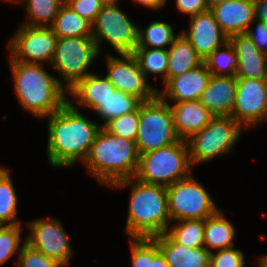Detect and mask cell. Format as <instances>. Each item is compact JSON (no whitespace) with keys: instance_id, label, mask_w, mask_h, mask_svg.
Here are the masks:
<instances>
[{"instance_id":"6da1fadb","label":"cell","mask_w":267,"mask_h":267,"mask_svg":"<svg viewBox=\"0 0 267 267\" xmlns=\"http://www.w3.org/2000/svg\"><path fill=\"white\" fill-rule=\"evenodd\" d=\"M47 119V157L52 167L71 168L84 162L102 124L80 113L73 99Z\"/></svg>"},{"instance_id":"7a4b0ae2","label":"cell","mask_w":267,"mask_h":267,"mask_svg":"<svg viewBox=\"0 0 267 267\" xmlns=\"http://www.w3.org/2000/svg\"><path fill=\"white\" fill-rule=\"evenodd\" d=\"M131 187L125 233L130 238H152L167 232L171 218L166 187L144 183L134 177L111 187Z\"/></svg>"},{"instance_id":"3957f363","label":"cell","mask_w":267,"mask_h":267,"mask_svg":"<svg viewBox=\"0 0 267 267\" xmlns=\"http://www.w3.org/2000/svg\"><path fill=\"white\" fill-rule=\"evenodd\" d=\"M9 60L16 97L31 115L44 118L69 101L68 90L61 84V78L48 73L42 66L44 64L23 63L11 56Z\"/></svg>"},{"instance_id":"277c9868","label":"cell","mask_w":267,"mask_h":267,"mask_svg":"<svg viewBox=\"0 0 267 267\" xmlns=\"http://www.w3.org/2000/svg\"><path fill=\"white\" fill-rule=\"evenodd\" d=\"M139 152L135 140L99 130L83 165L100 185H112L120 180L134 177Z\"/></svg>"},{"instance_id":"5b68a950","label":"cell","mask_w":267,"mask_h":267,"mask_svg":"<svg viewBox=\"0 0 267 267\" xmlns=\"http://www.w3.org/2000/svg\"><path fill=\"white\" fill-rule=\"evenodd\" d=\"M187 140L180 141L139 155L134 178L148 184L169 187L191 175Z\"/></svg>"},{"instance_id":"8992f818","label":"cell","mask_w":267,"mask_h":267,"mask_svg":"<svg viewBox=\"0 0 267 267\" xmlns=\"http://www.w3.org/2000/svg\"><path fill=\"white\" fill-rule=\"evenodd\" d=\"M173 122L169 102L158 95L139 106L136 145L139 154L159 149L180 141Z\"/></svg>"},{"instance_id":"52a82bcc","label":"cell","mask_w":267,"mask_h":267,"mask_svg":"<svg viewBox=\"0 0 267 267\" xmlns=\"http://www.w3.org/2000/svg\"><path fill=\"white\" fill-rule=\"evenodd\" d=\"M242 131L243 127L231 116H214L201 131L187 140L192 166L230 153Z\"/></svg>"},{"instance_id":"ba28073f","label":"cell","mask_w":267,"mask_h":267,"mask_svg":"<svg viewBox=\"0 0 267 267\" xmlns=\"http://www.w3.org/2000/svg\"><path fill=\"white\" fill-rule=\"evenodd\" d=\"M98 56L93 37L58 38L50 66L58 72L61 84L69 91L91 74L87 70Z\"/></svg>"},{"instance_id":"9c48e42d","label":"cell","mask_w":267,"mask_h":267,"mask_svg":"<svg viewBox=\"0 0 267 267\" xmlns=\"http://www.w3.org/2000/svg\"><path fill=\"white\" fill-rule=\"evenodd\" d=\"M118 5H103L92 23V37L99 54L103 41L118 54H132L138 45V26Z\"/></svg>"},{"instance_id":"30bf717a","label":"cell","mask_w":267,"mask_h":267,"mask_svg":"<svg viewBox=\"0 0 267 267\" xmlns=\"http://www.w3.org/2000/svg\"><path fill=\"white\" fill-rule=\"evenodd\" d=\"M171 221L206 219L219 209L206 188L192 175L166 188Z\"/></svg>"},{"instance_id":"8fae6325","label":"cell","mask_w":267,"mask_h":267,"mask_svg":"<svg viewBox=\"0 0 267 267\" xmlns=\"http://www.w3.org/2000/svg\"><path fill=\"white\" fill-rule=\"evenodd\" d=\"M58 37L51 27L20 25L7 46L15 61L44 64L54 56Z\"/></svg>"},{"instance_id":"7c38bea8","label":"cell","mask_w":267,"mask_h":267,"mask_svg":"<svg viewBox=\"0 0 267 267\" xmlns=\"http://www.w3.org/2000/svg\"><path fill=\"white\" fill-rule=\"evenodd\" d=\"M25 224L30 230L25 237L26 243L64 267L69 264L73 250L61 221L56 218H36Z\"/></svg>"},{"instance_id":"4fadbf2b","label":"cell","mask_w":267,"mask_h":267,"mask_svg":"<svg viewBox=\"0 0 267 267\" xmlns=\"http://www.w3.org/2000/svg\"><path fill=\"white\" fill-rule=\"evenodd\" d=\"M106 66L108 71L105 77L117 90L134 96L141 102L150 101L157 96L158 89L148 83L132 54H119V58L106 54Z\"/></svg>"},{"instance_id":"5bb4252c","label":"cell","mask_w":267,"mask_h":267,"mask_svg":"<svg viewBox=\"0 0 267 267\" xmlns=\"http://www.w3.org/2000/svg\"><path fill=\"white\" fill-rule=\"evenodd\" d=\"M231 117L243 128L267 120V79L237 78V92Z\"/></svg>"},{"instance_id":"9a60e30c","label":"cell","mask_w":267,"mask_h":267,"mask_svg":"<svg viewBox=\"0 0 267 267\" xmlns=\"http://www.w3.org/2000/svg\"><path fill=\"white\" fill-rule=\"evenodd\" d=\"M189 18L188 31L181 33L203 60L229 41L210 9Z\"/></svg>"},{"instance_id":"2e32d148","label":"cell","mask_w":267,"mask_h":267,"mask_svg":"<svg viewBox=\"0 0 267 267\" xmlns=\"http://www.w3.org/2000/svg\"><path fill=\"white\" fill-rule=\"evenodd\" d=\"M210 77L211 73L203 62L188 72L170 78L163 90H157V95L163 101L170 100L171 103L199 100Z\"/></svg>"},{"instance_id":"e0dca14e","label":"cell","mask_w":267,"mask_h":267,"mask_svg":"<svg viewBox=\"0 0 267 267\" xmlns=\"http://www.w3.org/2000/svg\"><path fill=\"white\" fill-rule=\"evenodd\" d=\"M210 10L228 38L244 34L255 20L253 0H227Z\"/></svg>"},{"instance_id":"ac0fdd59","label":"cell","mask_w":267,"mask_h":267,"mask_svg":"<svg viewBox=\"0 0 267 267\" xmlns=\"http://www.w3.org/2000/svg\"><path fill=\"white\" fill-rule=\"evenodd\" d=\"M237 92L236 76L211 75L199 101L214 116H231Z\"/></svg>"},{"instance_id":"d6986e66","label":"cell","mask_w":267,"mask_h":267,"mask_svg":"<svg viewBox=\"0 0 267 267\" xmlns=\"http://www.w3.org/2000/svg\"><path fill=\"white\" fill-rule=\"evenodd\" d=\"M239 58L237 78L267 79V54L261 52L246 34L229 37Z\"/></svg>"},{"instance_id":"ffe728a7","label":"cell","mask_w":267,"mask_h":267,"mask_svg":"<svg viewBox=\"0 0 267 267\" xmlns=\"http://www.w3.org/2000/svg\"><path fill=\"white\" fill-rule=\"evenodd\" d=\"M169 104L176 133L183 140H188L193 134L201 131L214 117L199 100Z\"/></svg>"},{"instance_id":"44dd1931","label":"cell","mask_w":267,"mask_h":267,"mask_svg":"<svg viewBox=\"0 0 267 267\" xmlns=\"http://www.w3.org/2000/svg\"><path fill=\"white\" fill-rule=\"evenodd\" d=\"M169 267H209L210 252L205 247H186L166 232L152 237Z\"/></svg>"},{"instance_id":"7402d4cb","label":"cell","mask_w":267,"mask_h":267,"mask_svg":"<svg viewBox=\"0 0 267 267\" xmlns=\"http://www.w3.org/2000/svg\"><path fill=\"white\" fill-rule=\"evenodd\" d=\"M113 84L104 76L101 78L93 73L81 79L68 94L74 98L78 107H88L95 111L101 103L106 102L116 92Z\"/></svg>"},{"instance_id":"603a6c76","label":"cell","mask_w":267,"mask_h":267,"mask_svg":"<svg viewBox=\"0 0 267 267\" xmlns=\"http://www.w3.org/2000/svg\"><path fill=\"white\" fill-rule=\"evenodd\" d=\"M168 50L167 81L200 66L203 59L197 54L195 48L179 32Z\"/></svg>"},{"instance_id":"cb8c5ba5","label":"cell","mask_w":267,"mask_h":267,"mask_svg":"<svg viewBox=\"0 0 267 267\" xmlns=\"http://www.w3.org/2000/svg\"><path fill=\"white\" fill-rule=\"evenodd\" d=\"M236 229L228 221L221 210L205 219L204 247L212 253L211 249H228L234 247Z\"/></svg>"},{"instance_id":"d4e9b609","label":"cell","mask_w":267,"mask_h":267,"mask_svg":"<svg viewBox=\"0 0 267 267\" xmlns=\"http://www.w3.org/2000/svg\"><path fill=\"white\" fill-rule=\"evenodd\" d=\"M50 27L58 38L92 37V23L79 16L65 2Z\"/></svg>"},{"instance_id":"484cf974","label":"cell","mask_w":267,"mask_h":267,"mask_svg":"<svg viewBox=\"0 0 267 267\" xmlns=\"http://www.w3.org/2000/svg\"><path fill=\"white\" fill-rule=\"evenodd\" d=\"M65 0H15L13 3H26L28 20L22 25L50 27Z\"/></svg>"},{"instance_id":"4316f807","label":"cell","mask_w":267,"mask_h":267,"mask_svg":"<svg viewBox=\"0 0 267 267\" xmlns=\"http://www.w3.org/2000/svg\"><path fill=\"white\" fill-rule=\"evenodd\" d=\"M132 55L136 58L147 80L151 73L155 75V79H157L158 75L161 76L163 85L167 82V49L136 48Z\"/></svg>"},{"instance_id":"83f0119b","label":"cell","mask_w":267,"mask_h":267,"mask_svg":"<svg viewBox=\"0 0 267 267\" xmlns=\"http://www.w3.org/2000/svg\"><path fill=\"white\" fill-rule=\"evenodd\" d=\"M18 197L9 170L0 167V226L21 224L17 218Z\"/></svg>"},{"instance_id":"f1b7e54d","label":"cell","mask_w":267,"mask_h":267,"mask_svg":"<svg viewBox=\"0 0 267 267\" xmlns=\"http://www.w3.org/2000/svg\"><path fill=\"white\" fill-rule=\"evenodd\" d=\"M176 222L173 226H169L166 232L175 242L190 248L204 247L205 219H187Z\"/></svg>"},{"instance_id":"f546056e","label":"cell","mask_w":267,"mask_h":267,"mask_svg":"<svg viewBox=\"0 0 267 267\" xmlns=\"http://www.w3.org/2000/svg\"><path fill=\"white\" fill-rule=\"evenodd\" d=\"M177 36L170 24L153 21L145 30L138 26V45L136 48L168 49L167 47L171 46Z\"/></svg>"},{"instance_id":"4dcf8cb0","label":"cell","mask_w":267,"mask_h":267,"mask_svg":"<svg viewBox=\"0 0 267 267\" xmlns=\"http://www.w3.org/2000/svg\"><path fill=\"white\" fill-rule=\"evenodd\" d=\"M223 50H222V49ZM207 69L213 76H236L239 58L233 45L227 41L203 60Z\"/></svg>"},{"instance_id":"1f68e13d","label":"cell","mask_w":267,"mask_h":267,"mask_svg":"<svg viewBox=\"0 0 267 267\" xmlns=\"http://www.w3.org/2000/svg\"><path fill=\"white\" fill-rule=\"evenodd\" d=\"M142 102L123 91L116 90L106 102L101 103L94 111L103 120L102 126L109 120L119 117L125 113L136 110Z\"/></svg>"},{"instance_id":"d6a6232c","label":"cell","mask_w":267,"mask_h":267,"mask_svg":"<svg viewBox=\"0 0 267 267\" xmlns=\"http://www.w3.org/2000/svg\"><path fill=\"white\" fill-rule=\"evenodd\" d=\"M132 267H152L153 258L160 252L153 238H130Z\"/></svg>"},{"instance_id":"836d02e7","label":"cell","mask_w":267,"mask_h":267,"mask_svg":"<svg viewBox=\"0 0 267 267\" xmlns=\"http://www.w3.org/2000/svg\"><path fill=\"white\" fill-rule=\"evenodd\" d=\"M138 124L139 107L136 110L109 120L102 127L116 136L136 140Z\"/></svg>"},{"instance_id":"e575fe53","label":"cell","mask_w":267,"mask_h":267,"mask_svg":"<svg viewBox=\"0 0 267 267\" xmlns=\"http://www.w3.org/2000/svg\"><path fill=\"white\" fill-rule=\"evenodd\" d=\"M21 227V224L0 226V266L21 251Z\"/></svg>"},{"instance_id":"d590c367","label":"cell","mask_w":267,"mask_h":267,"mask_svg":"<svg viewBox=\"0 0 267 267\" xmlns=\"http://www.w3.org/2000/svg\"><path fill=\"white\" fill-rule=\"evenodd\" d=\"M17 258L16 265L19 267H64L57 260L31 247L26 240L22 243Z\"/></svg>"},{"instance_id":"8d00e7d4","label":"cell","mask_w":267,"mask_h":267,"mask_svg":"<svg viewBox=\"0 0 267 267\" xmlns=\"http://www.w3.org/2000/svg\"><path fill=\"white\" fill-rule=\"evenodd\" d=\"M245 264L243 252L234 247L210 254L209 267H245Z\"/></svg>"},{"instance_id":"74e56055","label":"cell","mask_w":267,"mask_h":267,"mask_svg":"<svg viewBox=\"0 0 267 267\" xmlns=\"http://www.w3.org/2000/svg\"><path fill=\"white\" fill-rule=\"evenodd\" d=\"M65 3L79 16L93 23L103 5L99 0H65Z\"/></svg>"},{"instance_id":"f35d334b","label":"cell","mask_w":267,"mask_h":267,"mask_svg":"<svg viewBox=\"0 0 267 267\" xmlns=\"http://www.w3.org/2000/svg\"><path fill=\"white\" fill-rule=\"evenodd\" d=\"M256 24V31L252 27H248L246 34L254 43V45L263 53L267 54V24L255 19L252 24Z\"/></svg>"},{"instance_id":"ab89813d","label":"cell","mask_w":267,"mask_h":267,"mask_svg":"<svg viewBox=\"0 0 267 267\" xmlns=\"http://www.w3.org/2000/svg\"><path fill=\"white\" fill-rule=\"evenodd\" d=\"M175 3L178 11L189 17L209 10L206 0H175Z\"/></svg>"},{"instance_id":"60d3db41","label":"cell","mask_w":267,"mask_h":267,"mask_svg":"<svg viewBox=\"0 0 267 267\" xmlns=\"http://www.w3.org/2000/svg\"><path fill=\"white\" fill-rule=\"evenodd\" d=\"M255 19L267 24V0H253Z\"/></svg>"},{"instance_id":"b9f144b4","label":"cell","mask_w":267,"mask_h":267,"mask_svg":"<svg viewBox=\"0 0 267 267\" xmlns=\"http://www.w3.org/2000/svg\"><path fill=\"white\" fill-rule=\"evenodd\" d=\"M151 10H159L166 5L168 0H132Z\"/></svg>"},{"instance_id":"7bdbcfd3","label":"cell","mask_w":267,"mask_h":267,"mask_svg":"<svg viewBox=\"0 0 267 267\" xmlns=\"http://www.w3.org/2000/svg\"><path fill=\"white\" fill-rule=\"evenodd\" d=\"M152 267H169L161 252L153 258Z\"/></svg>"},{"instance_id":"ee69618b","label":"cell","mask_w":267,"mask_h":267,"mask_svg":"<svg viewBox=\"0 0 267 267\" xmlns=\"http://www.w3.org/2000/svg\"><path fill=\"white\" fill-rule=\"evenodd\" d=\"M207 1V5L210 8H212L213 6L217 5V4H220V3H223L227 0H206Z\"/></svg>"},{"instance_id":"f6af8a7d","label":"cell","mask_w":267,"mask_h":267,"mask_svg":"<svg viewBox=\"0 0 267 267\" xmlns=\"http://www.w3.org/2000/svg\"><path fill=\"white\" fill-rule=\"evenodd\" d=\"M102 5H115L118 4L117 1L118 0H99Z\"/></svg>"},{"instance_id":"bcb514c9","label":"cell","mask_w":267,"mask_h":267,"mask_svg":"<svg viewBox=\"0 0 267 267\" xmlns=\"http://www.w3.org/2000/svg\"><path fill=\"white\" fill-rule=\"evenodd\" d=\"M257 262H258L257 267H267L266 264L260 258H258Z\"/></svg>"},{"instance_id":"7dc6e473","label":"cell","mask_w":267,"mask_h":267,"mask_svg":"<svg viewBox=\"0 0 267 267\" xmlns=\"http://www.w3.org/2000/svg\"><path fill=\"white\" fill-rule=\"evenodd\" d=\"M259 258L266 264L267 266V254L266 255H262V256H259Z\"/></svg>"},{"instance_id":"c3c4849f","label":"cell","mask_w":267,"mask_h":267,"mask_svg":"<svg viewBox=\"0 0 267 267\" xmlns=\"http://www.w3.org/2000/svg\"><path fill=\"white\" fill-rule=\"evenodd\" d=\"M2 1H7V2H14L15 0H2Z\"/></svg>"}]
</instances>
